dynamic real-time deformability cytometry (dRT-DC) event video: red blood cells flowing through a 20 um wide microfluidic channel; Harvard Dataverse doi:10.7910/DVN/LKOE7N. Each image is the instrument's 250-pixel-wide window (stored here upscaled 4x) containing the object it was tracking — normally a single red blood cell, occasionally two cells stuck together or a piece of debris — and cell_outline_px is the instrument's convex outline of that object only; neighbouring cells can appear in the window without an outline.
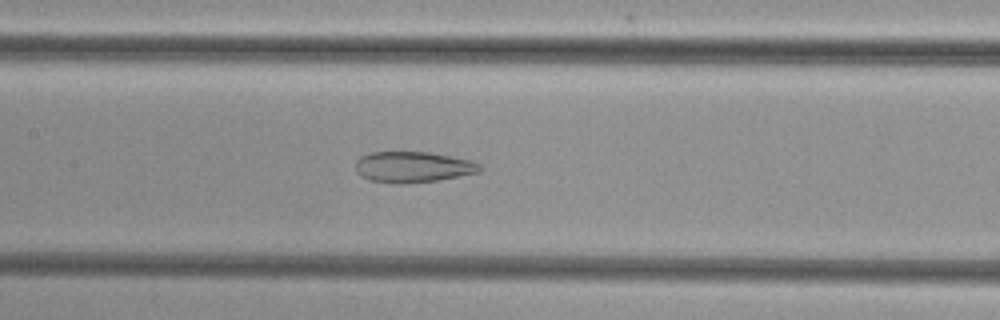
{"species": "common noctule bat (a hibernating species)", "species_latin": "Nyctalus noctula", "temperature_condition": "cold", "stored_images_in_passage": 37, "camera_frame_rate_fps": 3000, "um_per_image_px": 0.085, "animal": {"sex": "female", "body_mass_g": 29.2, "forearm_length_mm": 56.3}, "frame": {"image": 1, "passage_image": 19, "time_ms": 6.0, "image_size_px": [1000, 320], "cell_outline_px": [[480, 172], [436, 180], [408, 184], [396, 184], [372, 180], [360, 176], [356, 172], [356, 160], [360, 156], [372, 152], [428, 152], [472, 160], [480, 164]], "centroid_in_image_um": [35.07, 14.19], "position_along_channel_um": 172.3, "area_um2": 22.37}}
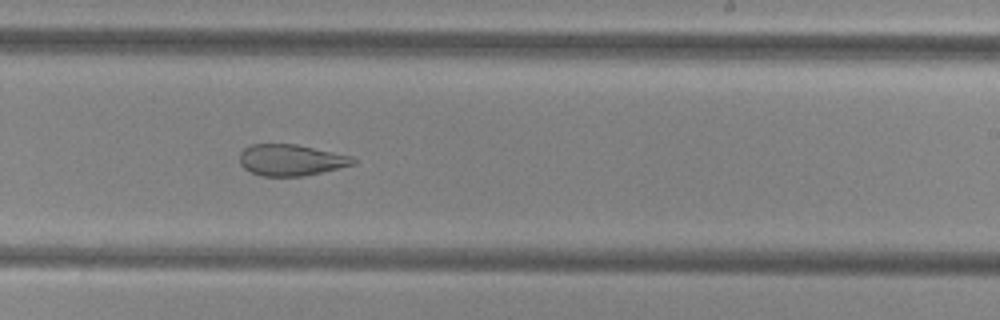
{"frame": {"image": 2, "passage_image": 26, "time_ms": 8.333, "image_size_px": [1000, 320], "cell_outline_px": [[356, 164], [304, 176], [260, 176], [244, 168], [240, 164], [240, 152], [244, 148], [252, 144], [296, 144], [352, 156], [356, 160]], "centroid_in_image_um": [24.73, 13.6], "position_along_channel_um": 264.3, "area_um2": 20.69}}
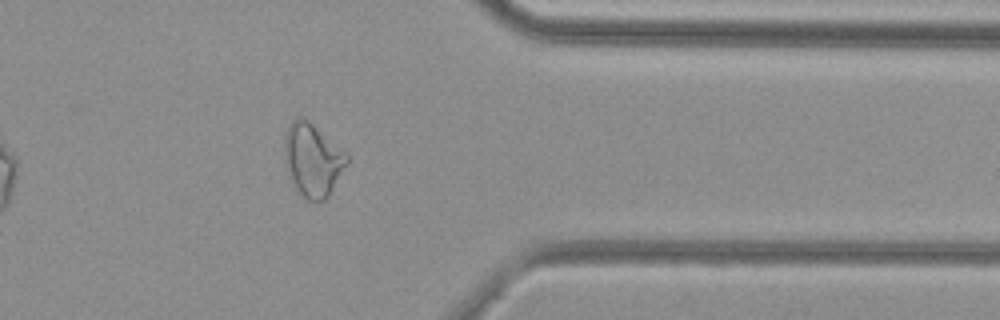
{"frame": {"image": 3, "passage_image": 36, "time_ms": 11.667, "image_size_px": [1000, 320], "cell_outline_px": [[348, 160], [328, 196], [324, 200], [316, 204], [308, 200], [296, 188], [288, 176], [284, 164], [284, 136], [292, 120], [300, 116], [304, 116], [348, 152]], "centroid_in_image_um": [26.56, 13.56], "position_along_channel_um": 384.8, "area_um2": 26.88}}